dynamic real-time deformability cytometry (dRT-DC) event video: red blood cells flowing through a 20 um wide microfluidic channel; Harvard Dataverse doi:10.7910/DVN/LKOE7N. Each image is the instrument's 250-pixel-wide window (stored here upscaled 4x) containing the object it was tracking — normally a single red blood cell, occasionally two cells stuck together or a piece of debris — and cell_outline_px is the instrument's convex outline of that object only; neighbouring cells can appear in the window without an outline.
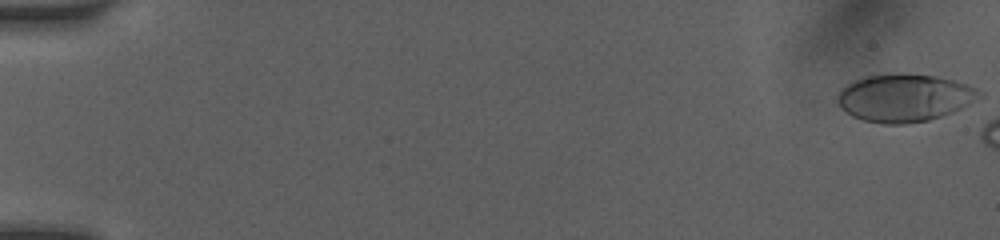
{"species": "human", "species_latin": "Homo sapiens", "temperature_condition": "room temperature", "stored_images_in_passage": 13, "camera_frame_rate_fps": 3000, "um_per_image_px": 0.085, "donor": {"sex": "female"}, "frame": {"image": 1, "passage_image": 1, "time_ms": 0.0, "image_size_px": [1000, 240], "cell_outline_px": [[984, 92], [956, 108], [940, 116], [928, 120], [904, 124], [888, 124], [864, 120], [852, 116], [836, 100], [836, 96], [840, 88], [852, 80], [864, 76], [936, 76], [956, 80], [968, 84]], "centroid_in_image_um": [76.8, 8.32], "position_along_channel_um": 8.2, "area_um2": 37.97}}